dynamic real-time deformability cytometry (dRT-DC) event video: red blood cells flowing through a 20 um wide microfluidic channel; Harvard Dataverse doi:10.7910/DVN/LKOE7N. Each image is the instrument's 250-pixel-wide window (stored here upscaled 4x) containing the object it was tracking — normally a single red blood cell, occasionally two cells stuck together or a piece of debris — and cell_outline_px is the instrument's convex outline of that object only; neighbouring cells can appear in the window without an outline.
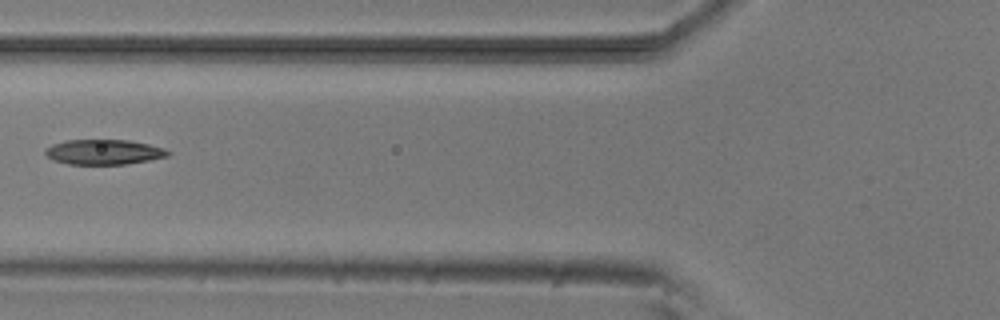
{"species": "common noctule bat (a hibernating species)", "species_latin": "Nyctalus noctula", "temperature_condition": "room temperature", "stored_images_in_passage": 5, "camera_frame_rate_fps": 3000, "um_per_image_px": 0.085, "animal": {"sex": "male", "body_mass_g": 20.5, "forearm_length_mm": 52.5}, "frame": {"image": 1, "passage_image": 5, "time_ms": 4.333, "image_size_px": [1000, 320], "cell_outline_px": [[172, 152], [168, 156], [152, 160], [124, 164], [68, 164], [52, 160], [44, 152], [44, 148], [52, 144], [64, 140], [128, 140], [148, 144], [164, 148]], "centroid_in_image_um": [8.82, 12.92], "position_along_channel_um": 117.0, "area_um2": 18.03}}